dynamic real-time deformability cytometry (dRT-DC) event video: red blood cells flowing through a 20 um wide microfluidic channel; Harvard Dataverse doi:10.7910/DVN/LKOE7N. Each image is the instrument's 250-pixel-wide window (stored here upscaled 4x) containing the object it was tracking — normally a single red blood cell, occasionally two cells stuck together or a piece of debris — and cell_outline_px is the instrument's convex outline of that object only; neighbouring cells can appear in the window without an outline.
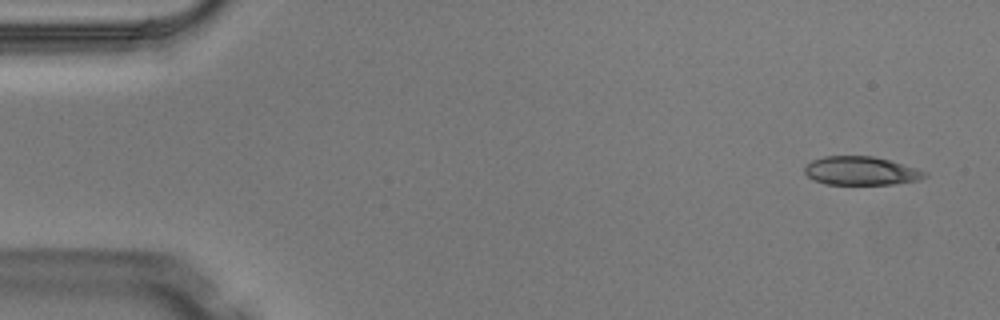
{"species": "Egyptian fruit bat (a non-hibernating species)", "species_latin": "Rousettus aegyptiacus", "temperature_condition": "warm", "stored_images_in_passage": 4, "camera_frame_rate_fps": 3000, "um_per_image_px": 0.085, "animal": {"sex": "male"}, "frame": {"image": 1, "passage_image": 1, "time_ms": 0.0, "image_size_px": [1000, 320], "cell_outline_px": [[928, 176], [916, 180], [892, 184], [824, 184], [812, 180], [804, 172], [804, 168], [812, 160], [824, 156], [872, 156], [888, 160], [916, 168], [924, 172]], "centroid_in_image_um": [73.12, 14.52], "position_along_channel_um": 11.9, "area_um2": 19.77}}
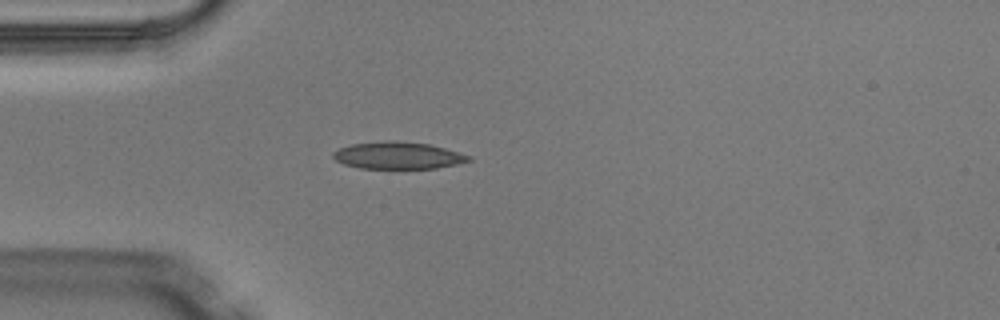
{"frame": {"image": 2, "passage_image": 4, "time_ms": 1.0, "image_size_px": [1000, 320], "cell_outline_px": [[472, 160], [456, 164], [436, 168], [360, 168], [344, 164], [336, 160], [332, 156], [332, 152], [340, 148], [352, 144], [384, 140], [392, 140], [428, 144], [444, 148], [472, 156]], "centroid_in_image_um": [33.81, 13.21], "position_along_channel_um": 51.2, "area_um2": 21.27}}